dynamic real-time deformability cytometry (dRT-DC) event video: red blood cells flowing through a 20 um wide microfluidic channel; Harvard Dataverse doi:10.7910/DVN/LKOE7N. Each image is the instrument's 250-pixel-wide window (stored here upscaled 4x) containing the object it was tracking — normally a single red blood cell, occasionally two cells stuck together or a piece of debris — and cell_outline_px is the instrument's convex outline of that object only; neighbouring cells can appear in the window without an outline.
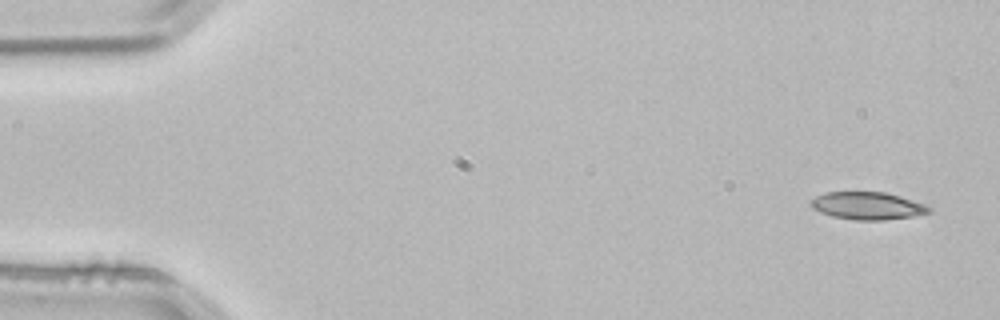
{"species": "common noctule bat (a hibernating species)", "species_latin": "Nyctalus noctula", "temperature_condition": "room temperature", "stored_images_in_passage": 3, "camera_frame_rate_fps": 3000, "um_per_image_px": 0.085, "animal": {"sex": "male", "body_mass_g": 21.5, "forearm_length_mm": 52.0}, "frame": {"image": 1, "passage_image": 1, "time_ms": 0.0, "image_size_px": [1000, 320], "cell_outline_px": [[932, 212], [912, 216], [884, 220], [856, 220], [832, 216], [820, 212], [812, 208], [808, 204], [808, 200], [824, 192], [884, 192], [900, 196], [924, 204], [932, 208]], "centroid_in_image_um": [73.69, 17.49], "position_along_channel_um": 11.3, "area_um2": 19.07}}
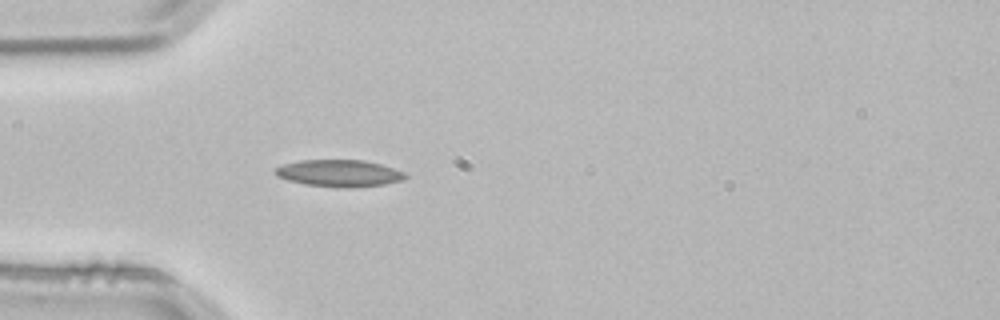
{"frame": {"image": 2, "passage_image": 3, "time_ms": 0.667, "image_size_px": [1000, 320], "cell_outline_px": [[408, 176], [400, 180], [384, 184], [352, 188], [344, 188], [304, 184], [288, 180], [276, 176], [272, 172], [276, 168], [284, 164], [300, 160], [364, 160], [380, 164], [404, 172]], "centroid_in_image_um": [28.79, 14.72], "position_along_channel_um": 56.2, "area_um2": 20.35}}